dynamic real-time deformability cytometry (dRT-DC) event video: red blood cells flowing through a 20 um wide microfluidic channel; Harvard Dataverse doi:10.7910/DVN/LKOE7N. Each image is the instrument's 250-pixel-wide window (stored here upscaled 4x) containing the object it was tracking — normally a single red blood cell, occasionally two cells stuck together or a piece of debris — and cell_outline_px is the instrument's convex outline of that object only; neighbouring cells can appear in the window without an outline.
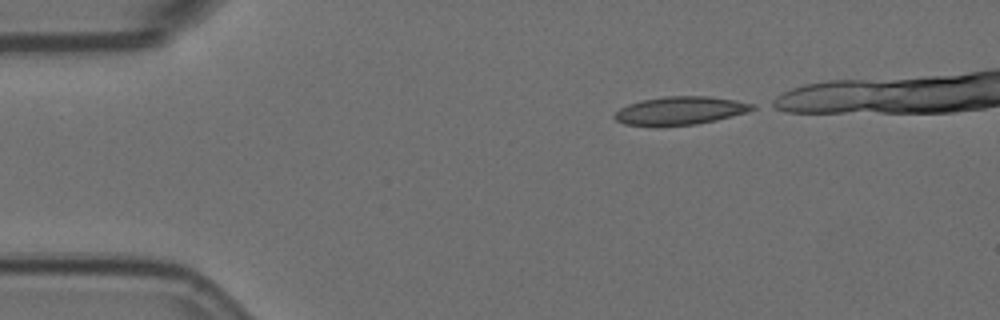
{"species": "Egyptian fruit bat (a non-hibernating species)", "species_latin": "Rousettus aegyptiacus", "temperature_condition": "room temperature", "stored_images_in_passage": 37, "camera_frame_rate_fps": 3000, "um_per_image_px": 0.085, "animal": {"sex": "female"}, "frame": {"image": 1, "passage_image": 1, "time_ms": 0.0, "image_size_px": [1000, 320], "cell_outline_px": [[756, 108], [744, 112], [716, 120], [696, 124], [624, 124], [616, 120], [612, 116], [620, 108], [628, 104], [644, 100], [664, 96], [708, 96], [736, 100], [756, 104]], "centroid_in_image_um": [57.84, 9.37], "position_along_channel_um": 27.2, "area_um2": 21.96}}
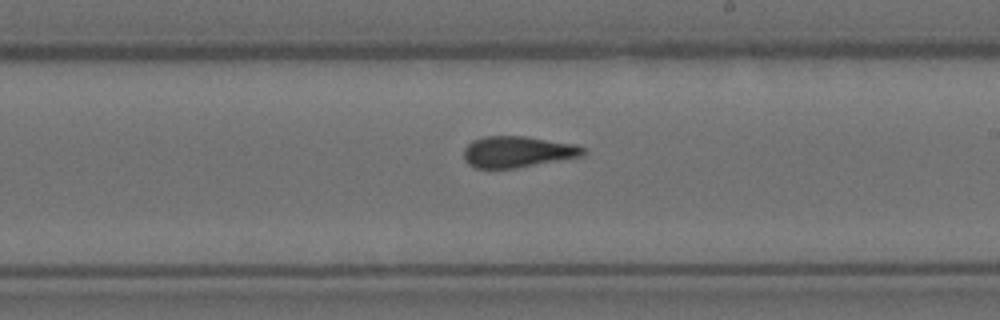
{"frame": {"image": 2, "passage_image": 24, "time_ms": 7.667, "image_size_px": [1000, 320], "cell_outline_px": [[588, 152], [584, 156], [516, 168], [472, 168], [464, 160], [464, 148], [472, 140], [484, 136], [524, 136], [576, 144], [584, 148]], "centroid_in_image_um": [44.0, 12.9], "position_along_channel_um": 245.0, "area_um2": 21.96}}
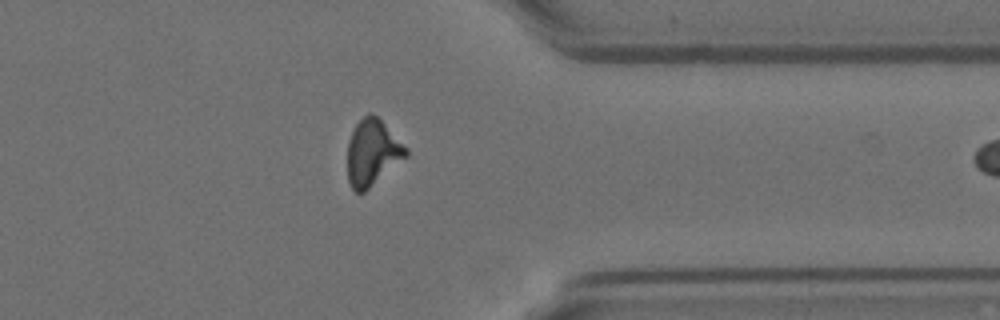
{"frame": {"image": 3, "passage_image": 36, "time_ms": 11.667, "image_size_px": [1000, 320], "cell_outline_px": [[408, 156], [364, 192], [356, 192], [352, 188], [348, 180], [348, 140], [356, 124], [368, 112], [372, 112], [408, 148]], "centroid_in_image_um": [31.66, 12.97], "position_along_channel_um": 379.7, "area_um2": 22.31}}